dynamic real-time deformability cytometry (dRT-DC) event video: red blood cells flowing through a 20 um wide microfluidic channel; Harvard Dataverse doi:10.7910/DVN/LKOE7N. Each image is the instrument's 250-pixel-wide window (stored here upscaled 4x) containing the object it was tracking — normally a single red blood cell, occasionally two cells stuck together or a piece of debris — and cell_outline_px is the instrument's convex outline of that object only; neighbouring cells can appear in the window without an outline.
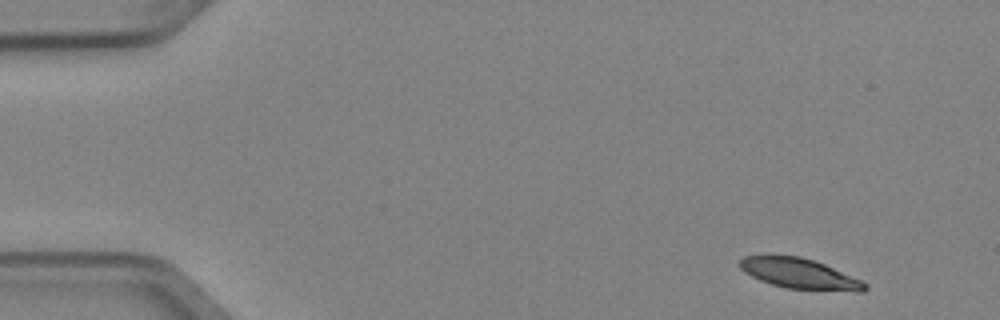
{"species": "Egyptian fruit bat (a non-hibernating species)", "species_latin": "Rousettus aegyptiacus", "temperature_condition": "cold", "stored_images_in_passage": 5, "camera_frame_rate_fps": 3000, "um_per_image_px": 0.085, "animal": {"sex": "female"}, "frame": {"image": 1, "passage_image": 1, "time_ms": 0.0, "image_size_px": [1000, 320], "cell_outline_px": [[868, 288], [864, 292], [856, 292], [784, 288], [760, 280], [744, 272], [740, 268], [740, 260], [744, 256], [800, 256], [824, 264], [860, 280], [868, 284]], "centroid_in_image_um": [67.99, 23.28], "position_along_channel_um": 17.0, "area_um2": 21.91}}
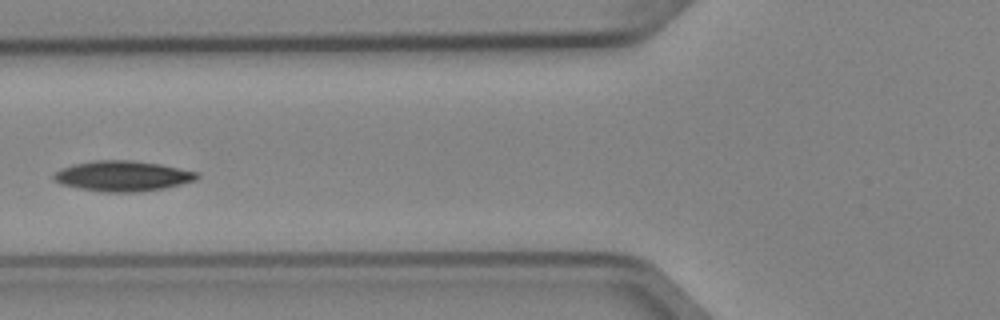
{"frame": {"image": 2, "passage_image": 5, "time_ms": 1.333, "image_size_px": [1000, 320], "cell_outline_px": [[200, 176], [196, 180], [164, 188], [136, 192], [104, 192], [80, 188], [60, 184], [52, 176], [60, 168], [72, 164], [96, 160], [132, 160], [160, 164], [200, 172]], "centroid_in_image_um": [10.44, 14.95], "position_along_channel_um": 115.4, "area_um2": 25.37}}